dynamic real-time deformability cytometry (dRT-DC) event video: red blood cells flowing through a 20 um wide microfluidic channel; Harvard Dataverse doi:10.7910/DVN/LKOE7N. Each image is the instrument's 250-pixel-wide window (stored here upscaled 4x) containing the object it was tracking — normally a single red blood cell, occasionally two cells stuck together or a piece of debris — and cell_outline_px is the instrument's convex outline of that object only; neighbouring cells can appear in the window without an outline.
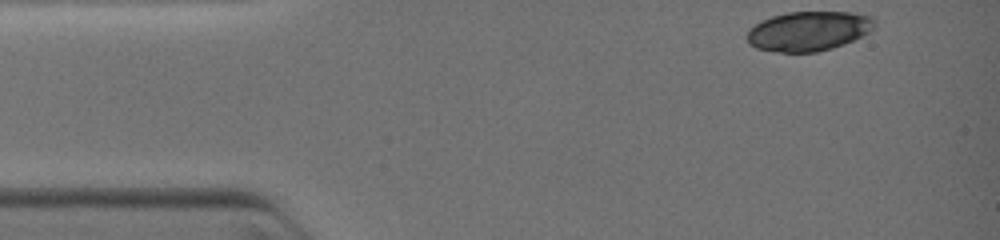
{"species": "common noctule bat (a hibernating species)", "species_latin": "Nyctalus noctula", "temperature_condition": "warm", "stored_images_in_passage": 31, "camera_frame_rate_fps": 3000, "um_per_image_px": 0.085, "animal": {"sex": "female", "body_mass_g": 19.0, "forearm_length_mm": 51.5}, "frame": {"image": 1, "passage_image": 1, "time_ms": 0.0, "image_size_px": [1000, 240], "cell_outline_px": [[876, 28], [844, 44], [832, 48], [816, 52], [780, 52], [756, 48], [748, 44], [748, 32], [756, 24], [772, 16], [788, 12], [852, 12], [872, 16], [876, 20]], "centroid_in_image_um": [68.78, 2.64], "position_along_channel_um": 16.2, "area_um2": 29.3}}
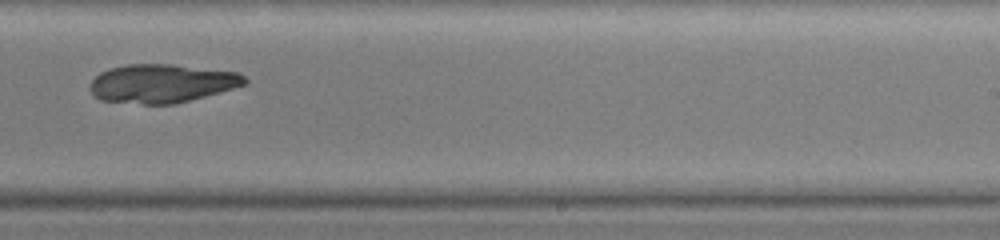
{"frame": {"image": 2, "passage_image": 21, "time_ms": 7.0, "image_size_px": [1000, 240], "cell_outline_px": [[248, 84], [204, 96], [172, 104], [144, 104], [100, 100], [88, 88], [92, 80], [100, 72], [108, 68], [124, 64], [172, 64], [240, 72], [248, 80]], "centroid_in_image_um": [13.75, 7.07], "position_along_channel_um": 275.2, "area_um2": 34.85}}
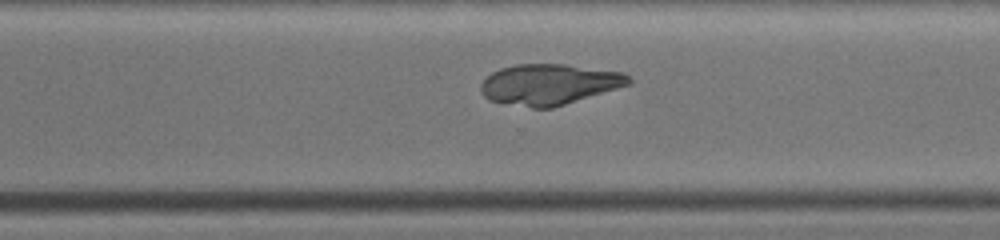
{"frame": {"image": 3, "passage_image": 24, "time_ms": 8.0, "image_size_px": [1000, 240], "cell_outline_px": [[632, 84], [552, 108], [532, 108], [488, 100], [480, 92], [480, 84], [492, 72], [500, 68], [516, 64], [564, 64], [624, 72], [632, 80]], "centroid_in_image_um": [46.68, 7.17], "position_along_channel_um": 323.9, "area_um2": 35.2}}